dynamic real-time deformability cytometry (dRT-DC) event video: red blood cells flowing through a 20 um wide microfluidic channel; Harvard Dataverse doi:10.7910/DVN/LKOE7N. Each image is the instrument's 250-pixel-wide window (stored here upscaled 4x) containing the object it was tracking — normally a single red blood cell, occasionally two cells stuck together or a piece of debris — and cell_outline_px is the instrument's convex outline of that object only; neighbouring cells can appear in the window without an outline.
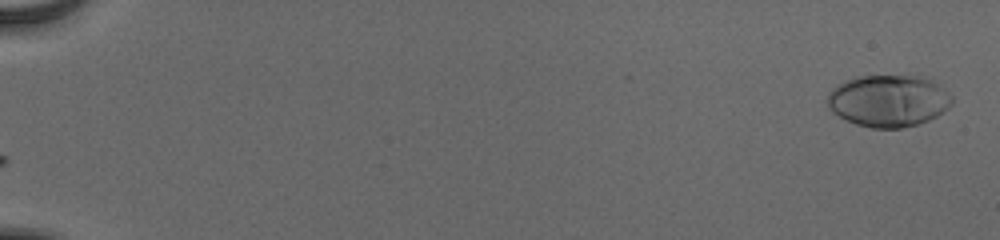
{"species": "human", "species_latin": "Homo sapiens", "temperature_condition": "cold", "stored_images_in_passage": 56, "camera_frame_rate_fps": 3000, "um_per_image_px": 0.085, "donor": {"sex": "male"}, "frame": {"image": 1, "passage_image": 2, "time_ms": 0.333, "image_size_px": [1000, 240], "cell_outline_px": [[952, 104], [944, 112], [928, 120], [916, 124], [900, 128], [872, 128], [856, 124], [844, 120], [832, 112], [828, 108], [828, 92], [836, 84], [844, 80], [856, 76], [924, 76], [932, 80], [948, 92], [952, 96]], "centroid_in_image_um": [75.49, 8.56], "position_along_channel_um": 9.5, "area_um2": 37.97}}
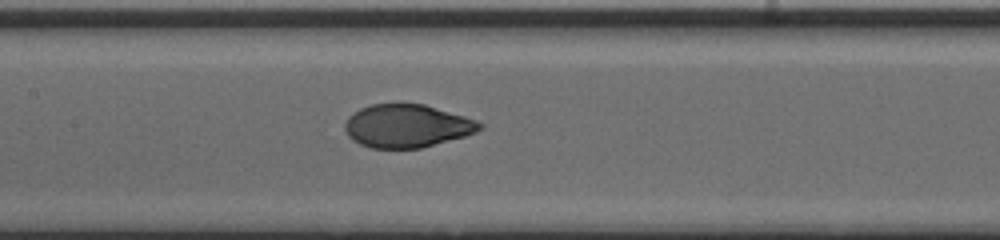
{"frame": {"image": 2, "passage_image": 30, "time_ms": 9.667, "image_size_px": [1000, 240], "cell_outline_px": [[484, 128], [476, 132], [464, 136], [420, 148], [372, 148], [360, 144], [352, 140], [348, 136], [344, 128], [344, 124], [348, 116], [360, 108], [372, 104], [400, 100], [424, 104], [464, 116], [476, 120], [484, 124]], "centroid_in_image_um": [34.56, 10.66], "position_along_channel_um": 172.8, "area_um2": 34.51}}
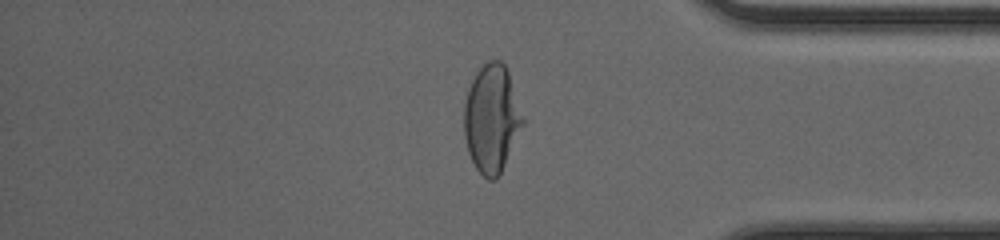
{"frame": {"image": 3, "passage_image": 48, "time_ms": 15.667, "image_size_px": [1000, 240], "cell_outline_px": [[524, 124], [496, 180], [488, 180], [476, 168], [468, 152], [464, 136], [464, 104], [468, 88], [476, 72], [488, 60], [500, 60], [504, 64], [508, 72], [524, 116]], "centroid_in_image_um": [41.79, 10.07], "position_along_channel_um": 393.4, "area_um2": 36.7}, "authors_computed_cell_mechanics": {"area_um2": 35.1135, "velocity_mm_per_s": 3.8936, "shape_relaxation_time_tau1_ms": 3.6522, "shape_relaxation_time_tau2_ms": null, "deformation_change_tau1": 0.2182, "deformation_change_tau2": null}}